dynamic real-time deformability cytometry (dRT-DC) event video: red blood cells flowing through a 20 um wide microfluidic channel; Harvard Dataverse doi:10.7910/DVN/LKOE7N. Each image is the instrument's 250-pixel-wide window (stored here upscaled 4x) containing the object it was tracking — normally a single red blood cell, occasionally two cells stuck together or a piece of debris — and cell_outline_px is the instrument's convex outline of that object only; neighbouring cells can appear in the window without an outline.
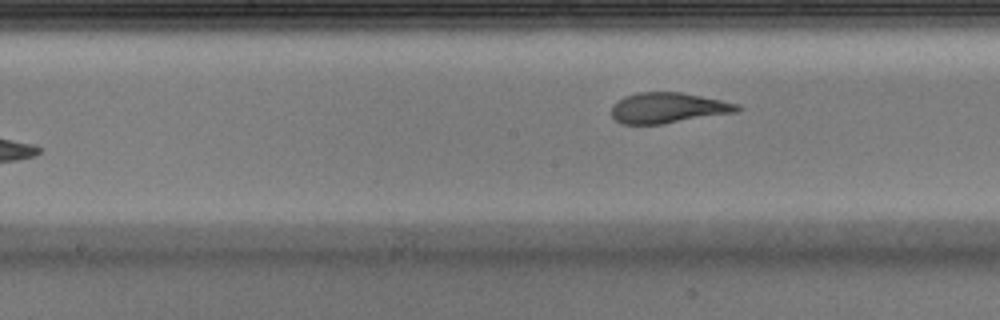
{"species": "Egyptian fruit bat (a non-hibernating species)", "species_latin": "Rousettus aegyptiacus", "temperature_condition": "warm", "stored_images_in_passage": 7, "camera_frame_rate_fps": 3000, "um_per_image_px": 0.085, "animal": {"sex": "male"}, "frame": {"image": 1, "passage_image": 7, "time_ms": 2.0, "image_size_px": [1000, 320], "cell_outline_px": [[740, 108], [736, 112], [660, 124], [624, 124], [616, 120], [612, 116], [612, 104], [616, 100], [624, 96], [636, 92], [680, 92], [740, 104]], "centroid_in_image_um": [56.73, 9.16], "position_along_channel_um": 191.5, "area_um2": 22.2}}